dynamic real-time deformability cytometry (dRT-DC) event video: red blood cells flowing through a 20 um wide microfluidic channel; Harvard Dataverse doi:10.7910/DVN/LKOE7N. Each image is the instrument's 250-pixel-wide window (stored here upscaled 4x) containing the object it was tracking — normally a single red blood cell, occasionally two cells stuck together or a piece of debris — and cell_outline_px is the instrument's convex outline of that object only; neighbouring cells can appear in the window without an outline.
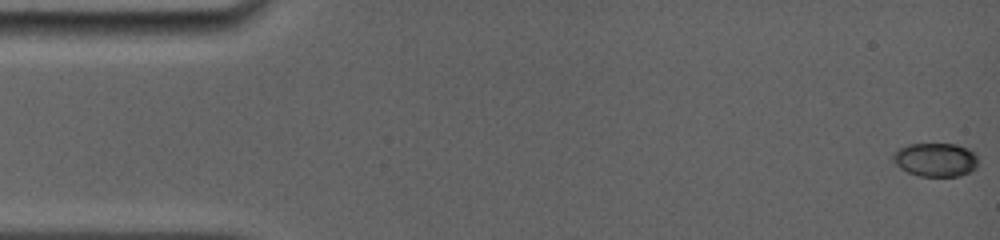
{"species": "common noctule bat (a hibernating species)", "species_latin": "Nyctalus noctula", "temperature_condition": "room temperature", "stored_images_in_passage": 18, "camera_frame_rate_fps": 5000, "um_per_image_px": 0.085, "animal": {"sex": "female", "body_mass_g": 19.0, "forearm_length_mm": 56.7}, "frame": {"image": 1, "passage_image": 1, "time_ms": 0.0, "image_size_px": [1000, 240], "cell_outline_px": [[976, 168], [960, 176], [920, 176], [908, 172], [900, 168], [892, 160], [892, 156], [896, 148], [908, 144], [956, 144], [968, 148], [976, 152]], "centroid_in_image_um": [79.49, 13.56], "position_along_channel_um": 5.5, "area_um2": 16.82}}
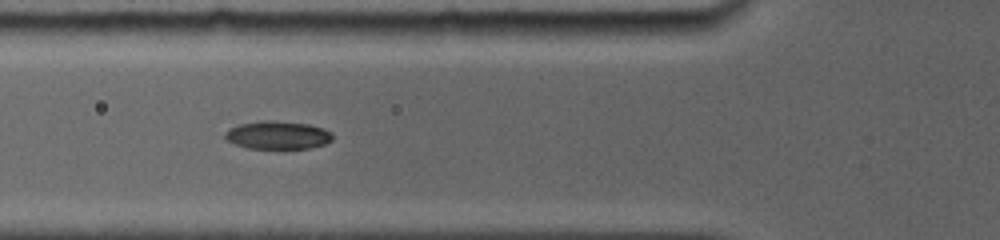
{"frame": {"image": 2, "passage_image": 16, "time_ms": 5.8, "image_size_px": [1000, 240], "cell_outline_px": [[332, 140], [324, 144], [312, 148], [248, 148], [236, 144], [228, 140], [224, 136], [224, 132], [228, 128], [240, 124], [260, 120], [272, 120], [308, 124], [324, 128], [332, 132]], "centroid_in_image_um": [23.61, 11.47], "position_along_channel_um": 102.2, "area_um2": 17.63}}
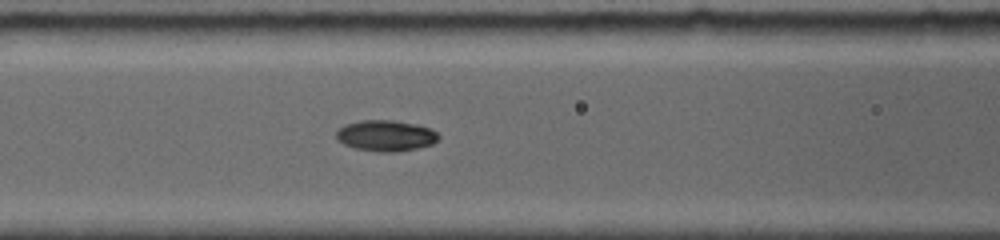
{"frame": {"image": 3, "passage_image": 18, "time_ms": 6.6, "image_size_px": [1000, 240], "cell_outline_px": [[440, 136], [432, 144], [416, 148], [396, 152], [380, 152], [356, 148], [344, 144], [336, 140], [336, 132], [344, 124], [360, 120], [392, 120], [416, 124], [428, 128], [436, 132]], "centroid_in_image_um": [32.76, 11.53], "position_along_channel_um": 133.8, "area_um2": 18.38}}